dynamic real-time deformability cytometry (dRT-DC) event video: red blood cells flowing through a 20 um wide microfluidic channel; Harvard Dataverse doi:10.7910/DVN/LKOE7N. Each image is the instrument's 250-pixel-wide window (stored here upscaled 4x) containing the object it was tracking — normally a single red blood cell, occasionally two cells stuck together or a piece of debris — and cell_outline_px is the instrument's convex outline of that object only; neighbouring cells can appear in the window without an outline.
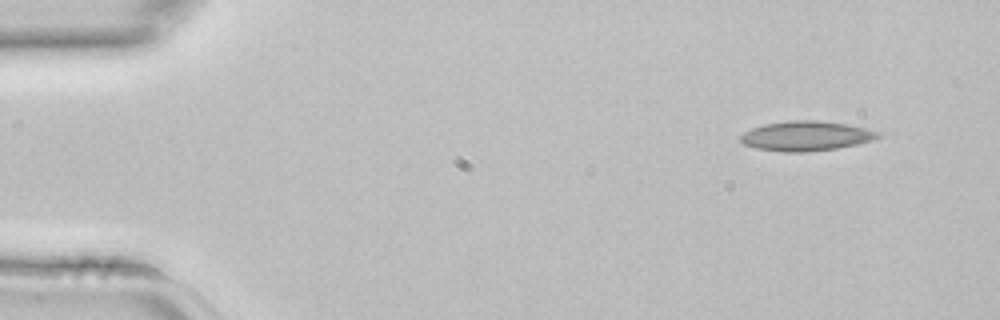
{"species": "common noctule bat (a hibernating species)", "species_latin": "Nyctalus noctula", "temperature_condition": "room temperature", "stored_images_in_passage": 3, "camera_frame_rate_fps": 3000, "um_per_image_px": 0.085, "animal": {"sex": "female", "body_mass_g": 22.7, "forearm_length_mm": 54.2}, "frame": {"image": 1, "passage_image": 1, "time_ms": 0.0, "image_size_px": [1000, 320], "cell_outline_px": [[880, 136], [872, 140], [856, 144], [836, 148], [808, 152], [780, 152], [756, 148], [744, 144], [740, 140], [740, 136], [744, 132], [752, 128], [764, 124], [792, 120], [816, 120], [848, 124], [880, 132]], "centroid_in_image_um": [68.49, 11.56], "position_along_channel_um": 16.5, "area_um2": 23.76}}
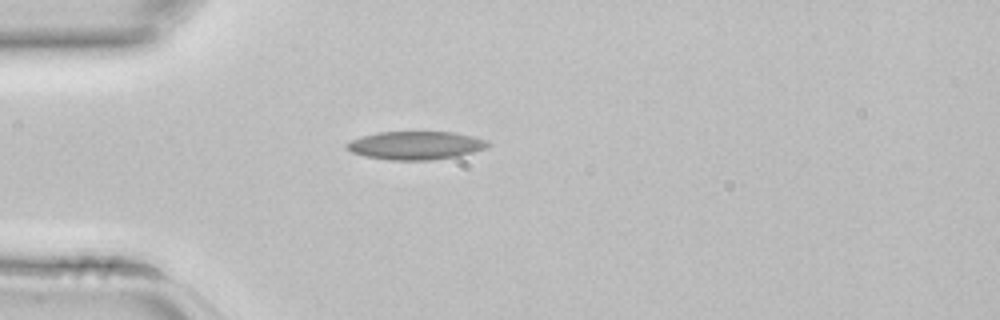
{"frame": {"image": 2, "passage_image": 3, "time_ms": 0.667, "image_size_px": [1000, 320], "cell_outline_px": [[492, 144], [488, 148], [456, 156], [432, 160], [388, 160], [364, 156], [352, 152], [348, 148], [348, 144], [352, 140], [364, 136], [380, 132], [452, 132], [472, 136], [488, 140]], "centroid_in_image_um": [35.4, 12.36], "position_along_channel_um": 49.6, "area_um2": 23.06}}